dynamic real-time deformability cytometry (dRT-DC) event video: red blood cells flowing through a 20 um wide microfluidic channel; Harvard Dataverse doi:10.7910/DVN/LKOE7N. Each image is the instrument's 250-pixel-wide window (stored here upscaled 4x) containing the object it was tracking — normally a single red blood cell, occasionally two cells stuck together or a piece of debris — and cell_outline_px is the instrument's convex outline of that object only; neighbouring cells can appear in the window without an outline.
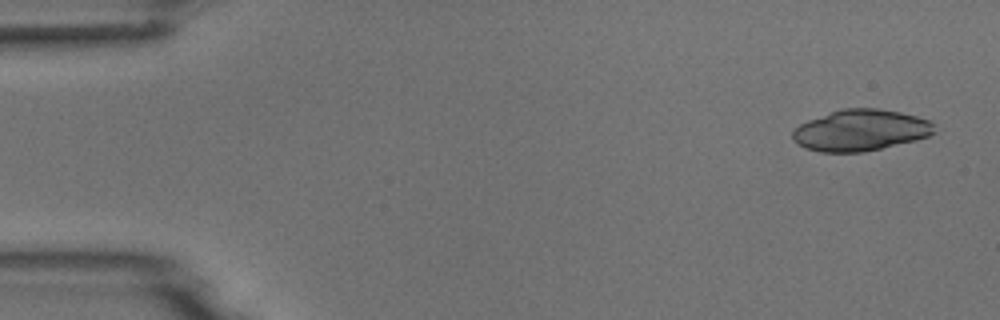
{"species": "common noctule bat (a hibernating species)", "species_latin": "Nyctalus noctula", "temperature_condition": "room temperature", "stored_images_in_passage": 5, "camera_frame_rate_fps": 3000, "um_per_image_px": 0.085, "animal": {"sex": "male", "body_mass_g": 18.8}, "frame": {"image": 1, "passage_image": 1, "time_ms": 0.0, "image_size_px": [1000, 320], "cell_outline_px": [[936, 132], [928, 136], [916, 140], [864, 152], [820, 152], [808, 148], [792, 140], [792, 132], [800, 124], [808, 120], [844, 108], [876, 108], [900, 112], [916, 116], [928, 120], [932, 124]], "centroid_in_image_um": [73.16, 11.07], "position_along_channel_um": 11.8, "area_um2": 33.76}}